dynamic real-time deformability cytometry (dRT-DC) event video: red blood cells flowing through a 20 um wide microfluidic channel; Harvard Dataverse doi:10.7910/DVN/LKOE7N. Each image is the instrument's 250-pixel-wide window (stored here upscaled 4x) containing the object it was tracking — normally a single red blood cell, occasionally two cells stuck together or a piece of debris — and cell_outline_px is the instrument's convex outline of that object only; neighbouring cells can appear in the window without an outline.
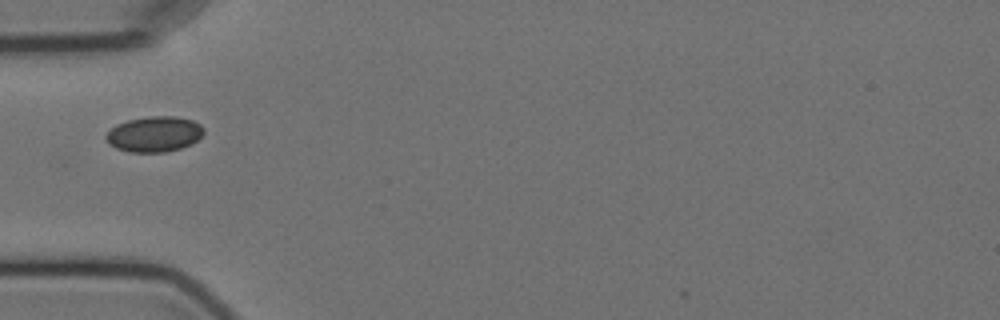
{"species": "Egyptian fruit bat (a non-hibernating species)", "species_latin": "Rousettus aegyptiacus", "temperature_condition": "cold", "stored_images_in_passage": 1, "camera_frame_rate_fps": 3000, "um_per_image_px": 0.085, "animal": {"sex": "female"}, "frame": {"image": 1, "passage_image": 1, "time_ms": 0.0, "image_size_px": [1000, 320], "cell_outline_px": [[204, 132], [192, 144], [180, 148], [164, 152], [128, 152], [116, 148], [108, 144], [104, 136], [116, 124], [128, 120], [152, 116], [176, 116], [192, 120], [200, 124], [204, 128]], "centroid_in_image_um": [13.1, 11.4], "position_along_channel_um": 71.9, "area_um2": 20.23}}